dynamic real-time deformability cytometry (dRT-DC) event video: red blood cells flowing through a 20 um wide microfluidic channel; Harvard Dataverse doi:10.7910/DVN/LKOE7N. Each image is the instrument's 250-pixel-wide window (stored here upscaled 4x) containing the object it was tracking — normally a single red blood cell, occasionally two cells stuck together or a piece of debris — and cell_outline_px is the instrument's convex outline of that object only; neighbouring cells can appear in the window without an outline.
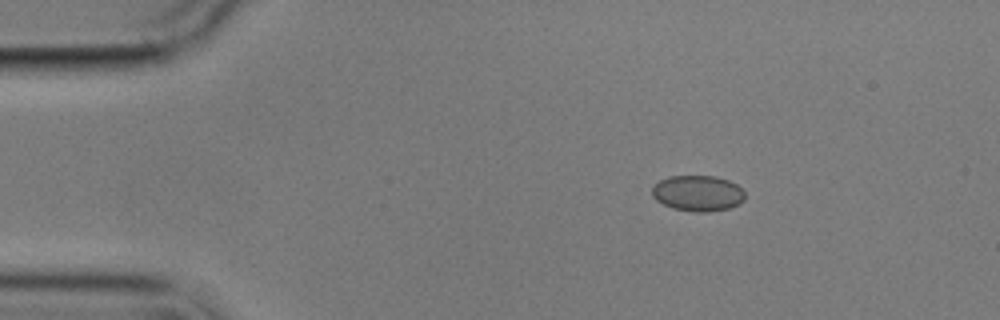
{"species": "common noctule bat (a hibernating species)", "species_latin": "Nyctalus noctula", "temperature_condition": "cold", "stored_images_in_passage": 7, "camera_frame_rate_fps": 3000, "um_per_image_px": 0.085, "animal": {"sex": "male", "body_mass_g": 17.9}, "frame": {"image": 1, "passage_image": 2, "time_ms": 1.333, "image_size_px": [1000, 320], "cell_outline_px": [[744, 200], [740, 204], [728, 208], [704, 212], [696, 212], [672, 208], [656, 200], [652, 196], [652, 188], [660, 180], [668, 176], [716, 176], [728, 180], [736, 184], [744, 192]], "centroid_in_image_um": [59.31, 16.42], "position_along_channel_um": 25.7, "area_um2": 19.31}}
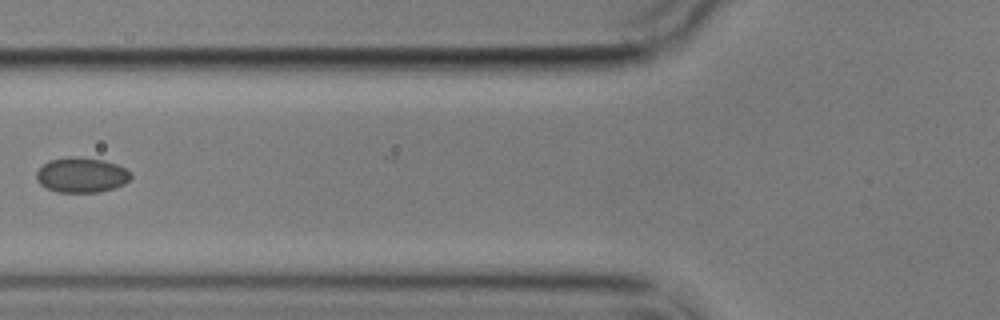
{"frame": {"image": 2, "passage_image": 5, "time_ms": 5.667, "image_size_px": [1000, 320], "cell_outline_px": [[132, 176], [124, 184], [100, 192], [56, 192], [40, 184], [36, 180], [36, 172], [48, 160], [104, 160], [116, 164], [132, 172]], "centroid_in_image_um": [6.95, 14.93], "position_along_channel_um": 118.9, "area_um2": 18.44}}
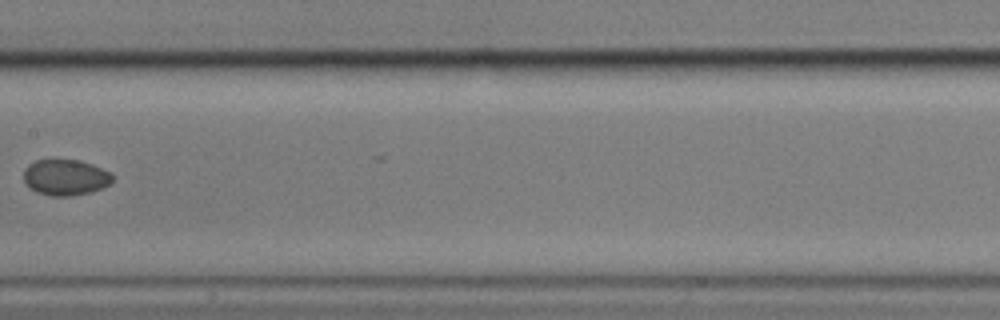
{"frame": {"image": 3, "passage_image": 7, "time_ms": 8.0, "image_size_px": [1000, 320], "cell_outline_px": [[116, 176], [108, 184], [92, 192], [68, 196], [52, 196], [36, 192], [28, 188], [24, 180], [24, 168], [28, 164], [36, 160], [80, 160], [92, 164], [112, 172]], "centroid_in_image_um": [5.56, 15.07], "position_along_channel_um": 201.8, "area_um2": 18.79}}